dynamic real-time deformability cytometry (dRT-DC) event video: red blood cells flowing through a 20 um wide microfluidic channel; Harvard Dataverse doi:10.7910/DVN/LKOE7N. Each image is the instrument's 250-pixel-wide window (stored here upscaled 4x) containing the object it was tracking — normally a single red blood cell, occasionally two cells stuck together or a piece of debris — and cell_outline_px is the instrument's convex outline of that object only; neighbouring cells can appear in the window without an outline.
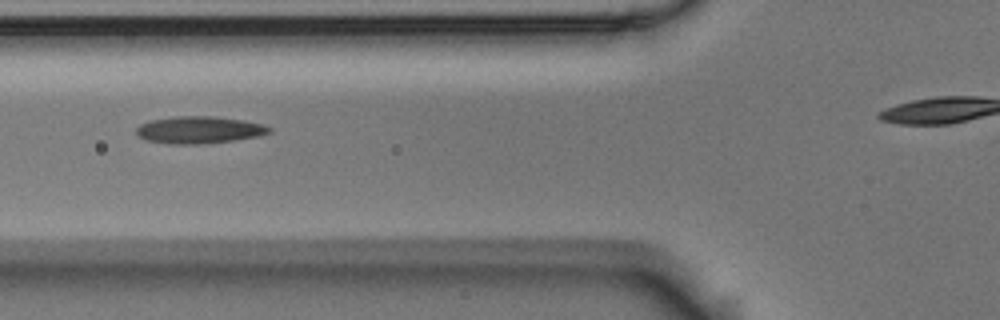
{"species": "Egyptian fruit bat (a non-hibernating species)", "species_latin": "Rousettus aegyptiacus", "temperature_condition": "room temperature", "stored_images_in_passage": 9, "segment_of_instrument_passage": [1, 2], "camera_frame_rate_fps": 3000, "um_per_image_px": 0.085, "animal": {"sex": "male"}, "frame": {"image": 1, "passage_image": 3, "time_ms": 0.667, "image_size_px": [1000, 320], "cell_outline_px": [[272, 132], [260, 136], [236, 140], [208, 144], [168, 144], [144, 140], [136, 132], [136, 128], [140, 124], [148, 120], [176, 116], [216, 116], [244, 120], [264, 124], [272, 128]], "centroid_in_image_um": [16.95, 11.04], "position_along_channel_um": 108.8, "area_um2": 21.5}}
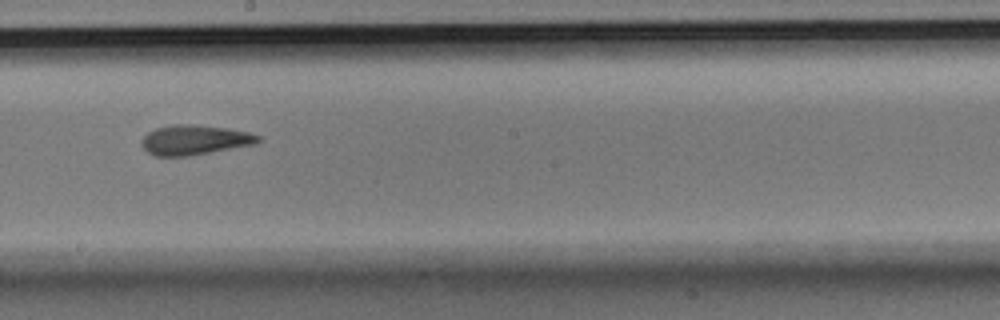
{"frame": {"image": 2, "passage_image": 6, "time_ms": 1.667, "image_size_px": [1000, 320], "cell_outline_px": [[260, 140], [256, 144], [188, 156], [156, 156], [148, 152], [144, 148], [144, 136], [148, 132], [156, 128], [172, 124], [192, 124], [228, 128], [248, 132], [260, 136]], "centroid_in_image_um": [16.57, 11.88], "position_along_channel_um": 231.6, "area_um2": 20.06}}
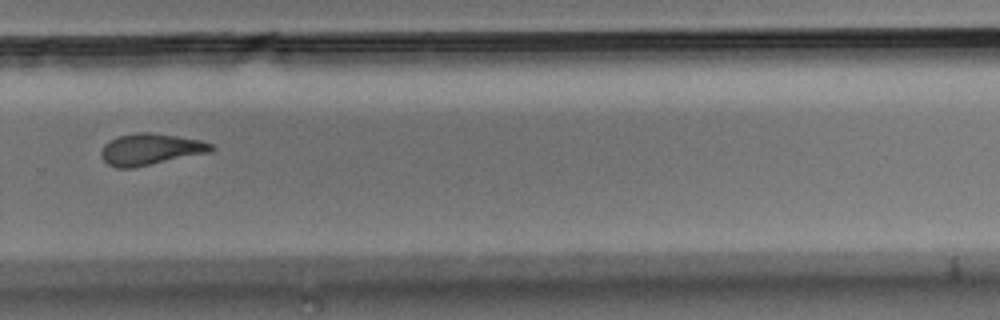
{"frame": {"image": 3, "passage_image": 8, "time_ms": 2.333, "image_size_px": [1000, 320], "cell_outline_px": [[216, 148], [212, 152], [132, 168], [116, 168], [108, 164], [104, 160], [100, 152], [104, 144], [108, 140], [120, 136], [136, 132], [152, 132], [200, 140], [212, 144]], "centroid_in_image_um": [12.8, 12.69], "position_along_channel_um": 317.0, "area_um2": 20.23}}